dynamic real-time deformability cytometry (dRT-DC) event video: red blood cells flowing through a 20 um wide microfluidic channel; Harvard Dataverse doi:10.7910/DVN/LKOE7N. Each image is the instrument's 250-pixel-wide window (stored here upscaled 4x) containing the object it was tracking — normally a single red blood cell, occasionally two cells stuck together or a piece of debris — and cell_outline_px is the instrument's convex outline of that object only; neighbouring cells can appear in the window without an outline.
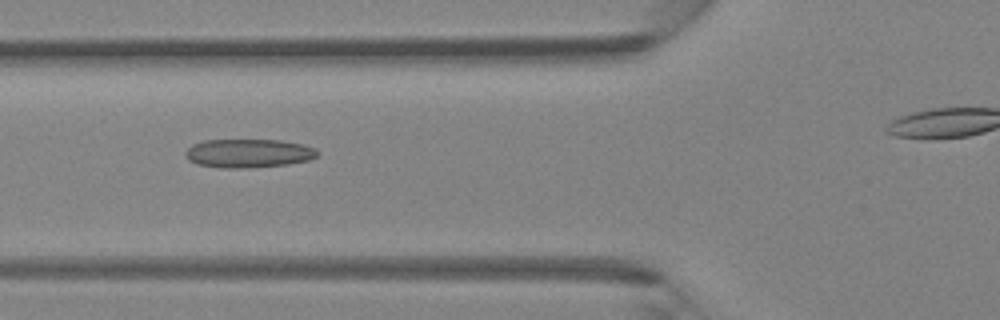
{"species": "Egyptian fruit bat (a non-hibernating species)", "species_latin": "Rousettus aegyptiacus", "temperature_condition": "room temperature", "stored_images_in_passage": 20, "camera_frame_rate_fps": 3000, "um_per_image_px": 0.085, "animal": {"sex": "female"}, "frame": {"image": 1, "passage_image": 17, "time_ms": 5.333, "image_size_px": [1000, 320], "cell_outline_px": [[320, 152], [316, 156], [308, 160], [288, 164], [248, 168], [220, 168], [196, 164], [188, 160], [184, 156], [184, 152], [192, 144], [204, 140], [280, 140], [304, 144], [316, 148]], "centroid_in_image_um": [21.1, 13.03], "position_along_channel_um": 104.7, "area_um2": 22.31}}
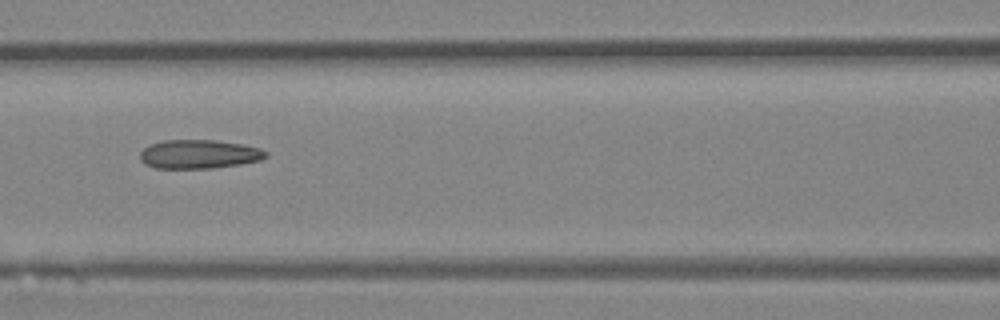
{"frame": {"image": 2, "passage_image": 20, "time_ms": 6.333, "image_size_px": [1000, 320], "cell_outline_px": [[268, 156], [260, 160], [240, 164], [212, 168], [156, 168], [144, 164], [140, 160], [140, 152], [148, 144], [164, 140], [216, 140], [244, 144], [260, 148], [268, 152]], "centroid_in_image_um": [16.91, 13.1], "position_along_channel_um": 149.7, "area_um2": 21.33}}